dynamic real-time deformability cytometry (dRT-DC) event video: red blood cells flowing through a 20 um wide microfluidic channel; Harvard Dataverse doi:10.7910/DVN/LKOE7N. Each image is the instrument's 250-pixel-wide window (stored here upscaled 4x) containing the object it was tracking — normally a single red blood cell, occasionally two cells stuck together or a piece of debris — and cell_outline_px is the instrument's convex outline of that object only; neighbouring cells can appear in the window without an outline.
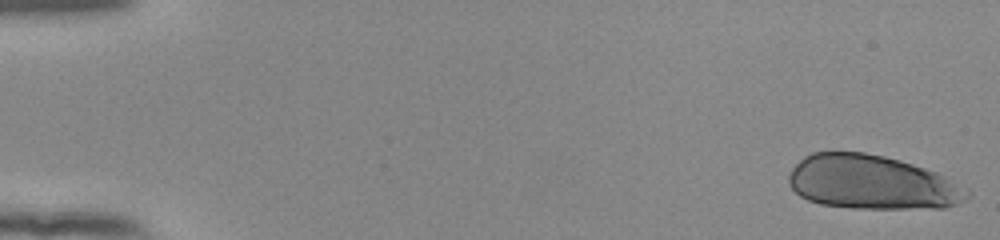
{"species": "human", "species_latin": "Homo sapiens", "temperature_condition": "room temperature", "stored_images_in_passage": 53, "camera_frame_rate_fps": 3000, "um_per_image_px": 0.085, "donor": {"sex": "female"}, "frame": {"image": 1, "passage_image": 1, "time_ms": 0.0, "image_size_px": [1000, 240], "cell_outline_px": [[972, 196], [956, 204], [944, 208], [852, 208], [820, 204], [808, 200], [800, 196], [788, 184], [788, 176], [792, 168], [804, 156], [812, 152], [864, 152], [884, 156], [900, 160], [936, 172], [968, 188], [972, 192]], "centroid_in_image_um": [74.12, 15.51], "position_along_channel_um": 10.9, "area_um2": 56.47}}
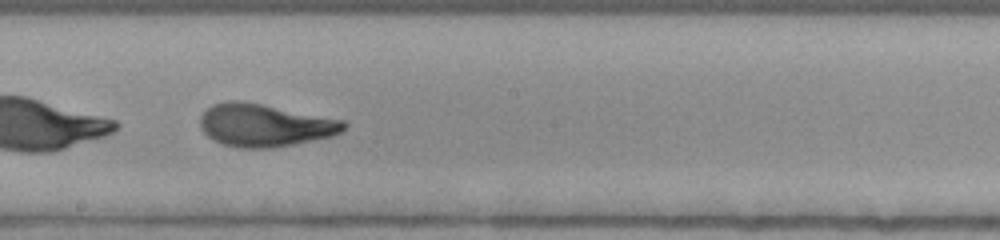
{"frame": {"image": 2, "passage_image": 31, "time_ms": 10.0, "image_size_px": [1000, 240], "cell_outline_px": [[348, 124], [340, 132], [332, 136], [272, 148], [240, 148], [224, 144], [208, 136], [200, 128], [200, 116], [212, 104], [224, 100], [240, 100], [344, 120]], "centroid_in_image_um": [22.47, 10.63], "position_along_channel_um": 225.7, "area_um2": 35.49}}
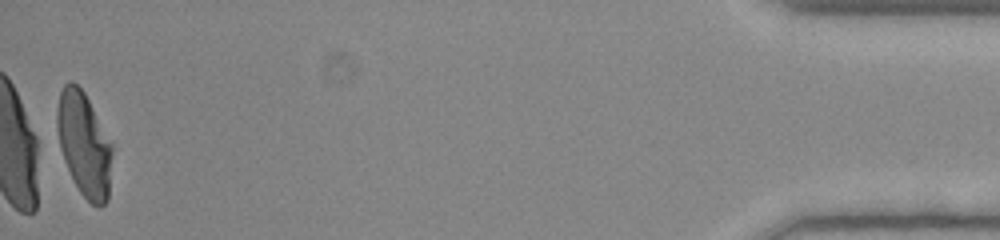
{"frame": {"image": 3, "passage_image": 53, "time_ms": 17.333, "image_size_px": [1000, 240], "cell_outline_px": [[112, 152], [108, 200], [100, 208], [92, 204], [80, 192], [64, 160], [60, 148], [56, 128], [56, 112], [60, 92], [64, 84], [68, 80], [72, 80], [84, 92], [112, 144]], "centroid_in_image_um": [7.14, 12.25], "position_along_channel_um": 428.1, "area_um2": 33.23}, "authors_computed_cell_mechanics": {"area_um2": 35.6626, "velocity_mm_per_s": 3.9106, "shape_relaxation_time_tau1_ms": 3.7312, "shape_relaxation_time_tau2_ms": 0.9425, "deformation_change_tau1": 0.1957, "deformation_change_tau2": 0.0811}}